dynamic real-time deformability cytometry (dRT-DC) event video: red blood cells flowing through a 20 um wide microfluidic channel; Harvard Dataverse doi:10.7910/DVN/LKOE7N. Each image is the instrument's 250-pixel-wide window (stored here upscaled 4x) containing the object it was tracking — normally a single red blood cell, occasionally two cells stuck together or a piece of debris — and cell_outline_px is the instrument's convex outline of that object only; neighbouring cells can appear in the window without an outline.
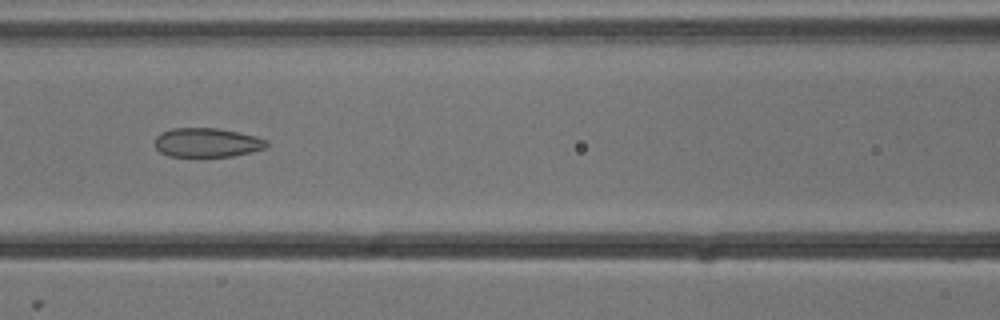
{"species": "common noctule bat (a hibernating species)", "species_latin": "Nyctalus noctula", "temperature_condition": "cold", "stored_images_in_passage": 6, "camera_frame_rate_fps": 3000, "um_per_image_px": 0.085, "animal": {"sex": "male", "body_mass_g": 13.3}, "frame": {"image": 1, "passage_image": 6, "time_ms": 1.667, "image_size_px": [1000, 320], "cell_outline_px": [[268, 144], [264, 148], [252, 152], [232, 156], [196, 160], [168, 156], [160, 152], [156, 148], [156, 136], [160, 132], [172, 128], [216, 128], [256, 136], [268, 140]], "centroid_in_image_um": [17.56, 12.17], "position_along_channel_um": 149.0, "area_um2": 19.83}}